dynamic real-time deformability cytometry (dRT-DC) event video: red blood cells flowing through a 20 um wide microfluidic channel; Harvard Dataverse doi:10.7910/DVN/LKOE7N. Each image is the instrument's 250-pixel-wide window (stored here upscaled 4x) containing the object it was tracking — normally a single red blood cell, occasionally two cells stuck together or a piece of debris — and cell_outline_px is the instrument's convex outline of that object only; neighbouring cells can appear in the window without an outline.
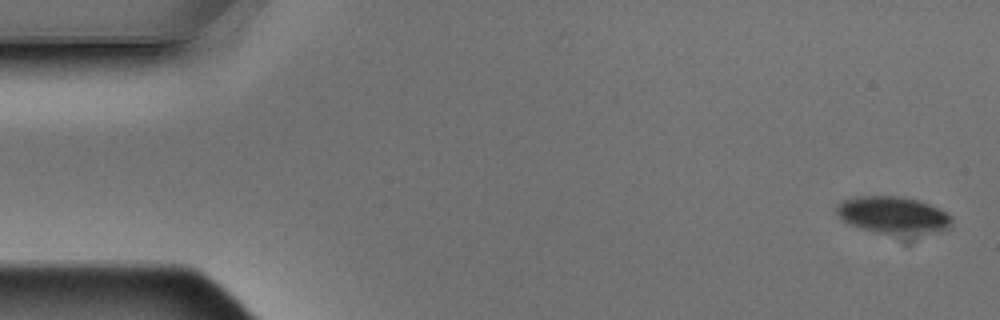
{"species": "Egyptian fruit bat (a non-hibernating species)", "species_latin": "Rousettus aegyptiacus", "temperature_condition": "warm", "stored_images_in_passage": 5, "camera_frame_rate_fps": 3000, "um_per_image_px": 0.085, "animal": {"sex": "male"}, "frame": {"image": 1, "passage_image": 1, "time_ms": 0.0, "image_size_px": [1000, 320], "cell_outline_px": [[952, 228], [928, 232], [876, 232], [860, 228], [848, 224], [840, 220], [836, 216], [836, 204], [840, 200], [852, 196], [904, 196], [928, 204], [948, 212], [952, 216]], "centroid_in_image_um": [75.84, 18.23], "position_along_channel_um": 9.2, "area_um2": 24.8}}
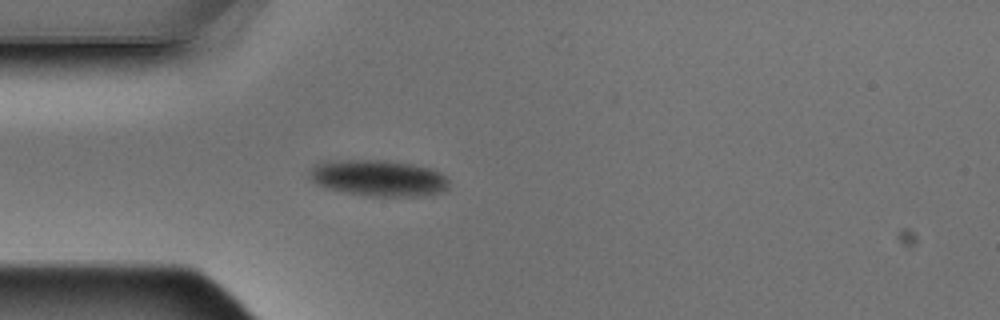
{"frame": {"image": 2, "passage_image": 5, "time_ms": 1.333, "image_size_px": [1000, 320], "cell_outline_px": [[448, 188], [440, 192], [424, 196], [368, 196], [344, 192], [324, 188], [316, 184], [308, 176], [308, 172], [316, 164], [324, 160], [384, 160], [412, 164], [428, 168], [440, 172], [448, 180]], "centroid_in_image_um": [32.11, 15.13], "position_along_channel_um": 52.9, "area_um2": 29.65}}